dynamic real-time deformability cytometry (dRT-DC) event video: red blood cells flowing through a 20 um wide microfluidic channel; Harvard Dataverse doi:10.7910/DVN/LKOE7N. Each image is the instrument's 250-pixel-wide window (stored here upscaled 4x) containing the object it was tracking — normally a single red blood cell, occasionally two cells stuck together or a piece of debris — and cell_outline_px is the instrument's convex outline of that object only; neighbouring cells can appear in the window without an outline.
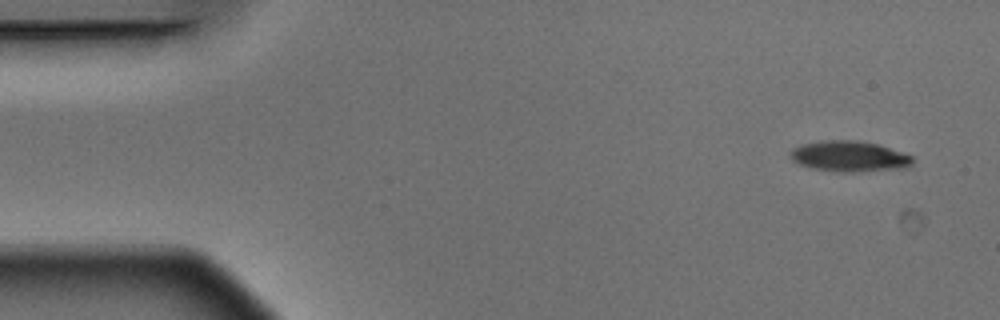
{"species": "Egyptian fruit bat (a non-hibernating species)", "species_latin": "Rousettus aegyptiacus", "temperature_condition": "warm", "stored_images_in_passage": 5, "camera_frame_rate_fps": 3000, "um_per_image_px": 0.085, "animal": {"sex": "male"}, "frame": {"image": 1, "passage_image": 1, "time_ms": 0.0, "image_size_px": [1000, 320], "cell_outline_px": [[912, 164], [908, 168], [856, 172], [844, 172], [812, 168], [796, 164], [788, 156], [792, 148], [804, 144], [820, 140], [856, 140], [876, 144], [912, 156]], "centroid_in_image_um": [72.15, 13.29], "position_along_channel_um": 12.9, "area_um2": 21.91}}
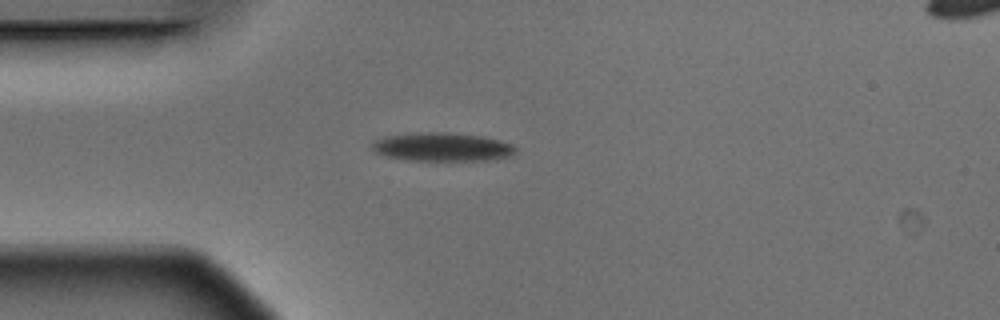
{"frame": {"image": 2, "passage_image": 4, "time_ms": 1.0, "image_size_px": [1000, 320], "cell_outline_px": [[516, 152], [508, 156], [496, 160], [404, 160], [384, 156], [376, 152], [372, 148], [372, 140], [384, 136], [416, 132], [448, 132], [480, 136], [500, 140], [512, 144], [516, 148]], "centroid_in_image_um": [37.55, 12.49], "position_along_channel_um": 47.4, "area_um2": 24.1}}